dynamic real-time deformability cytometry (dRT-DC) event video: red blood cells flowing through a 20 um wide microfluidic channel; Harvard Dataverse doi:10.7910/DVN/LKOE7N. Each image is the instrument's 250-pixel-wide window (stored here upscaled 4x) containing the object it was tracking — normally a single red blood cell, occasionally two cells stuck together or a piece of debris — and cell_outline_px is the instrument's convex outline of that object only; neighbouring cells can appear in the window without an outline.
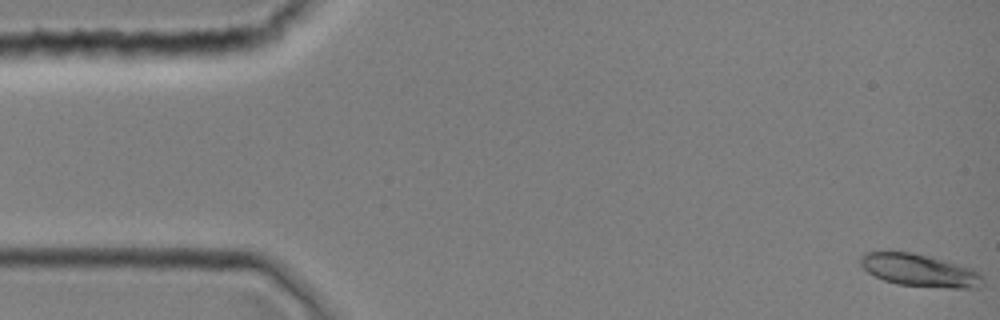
{"species": "common noctule bat (a hibernating species)", "species_latin": "Nyctalus noctula", "temperature_condition": "room temperature", "stored_images_in_passage": 10, "camera_frame_rate_fps": 3000, "um_per_image_px": 0.085, "animal": {"sex": "female", "body_mass_g": 19.0, "forearm_length_mm": 51.5}, "frame": {"image": 1, "passage_image": 1, "time_ms": 0.0, "image_size_px": [1000, 320], "cell_outline_px": [[984, 284], [980, 288], [948, 288], [896, 284], [884, 280], [868, 272], [860, 264], [860, 256], [864, 252], [888, 248], [912, 252], [928, 256], [972, 268], [980, 272], [984, 276]], "centroid_in_image_um": [78.14, 22.94], "position_along_channel_um": 6.9, "area_um2": 23.93}}
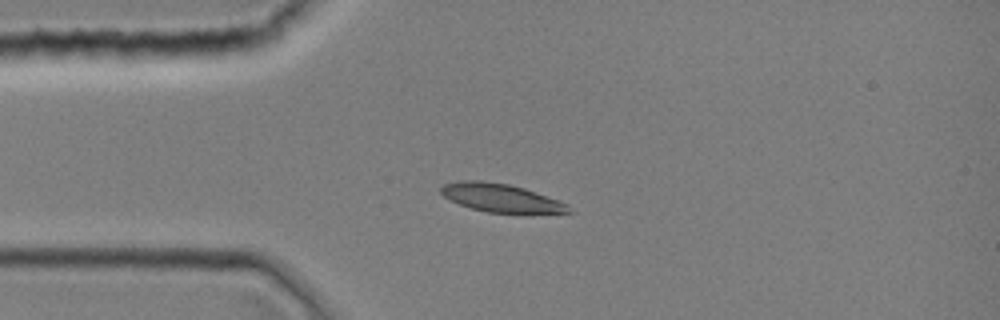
{"frame": {"image": 2, "passage_image": 10, "time_ms": 3.0, "image_size_px": [1000, 320], "cell_outline_px": [[572, 212], [532, 216], [488, 212], [472, 208], [460, 204], [444, 196], [440, 192], [440, 188], [444, 184], [460, 180], [480, 180], [508, 184], [524, 188], [560, 200], [568, 204]], "centroid_in_image_um": [42.7, 16.87], "position_along_channel_um": 42.3, "area_um2": 21.85}}